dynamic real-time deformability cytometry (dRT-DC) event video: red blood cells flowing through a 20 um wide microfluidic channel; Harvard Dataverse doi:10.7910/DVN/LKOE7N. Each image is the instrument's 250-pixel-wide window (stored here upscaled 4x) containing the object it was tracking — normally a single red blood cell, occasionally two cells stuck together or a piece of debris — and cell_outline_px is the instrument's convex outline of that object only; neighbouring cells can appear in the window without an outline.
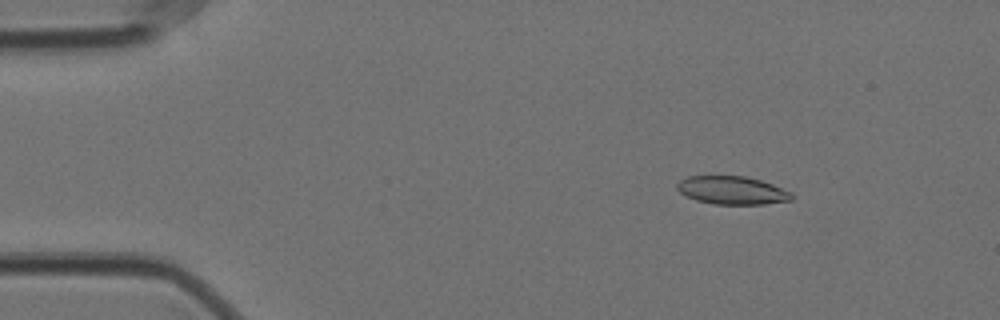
{"species": "Egyptian fruit bat (a non-hibernating species)", "species_latin": "Rousettus aegyptiacus", "temperature_condition": "cold", "stored_images_in_passage": 58, "camera_frame_rate_fps": 3000, "um_per_image_px": 0.085, "animal": {"sex": "female"}, "frame": {"image": 1, "passage_image": 8, "time_ms": 2.333, "image_size_px": [1000, 320], "cell_outline_px": [[792, 200], [764, 204], [712, 204], [696, 200], [680, 192], [676, 188], [676, 184], [680, 180], [688, 176], [744, 176], [760, 180], [772, 184], [792, 192]], "centroid_in_image_um": [62.22, 16.18], "position_along_channel_um": 22.8, "area_um2": 18.73}}
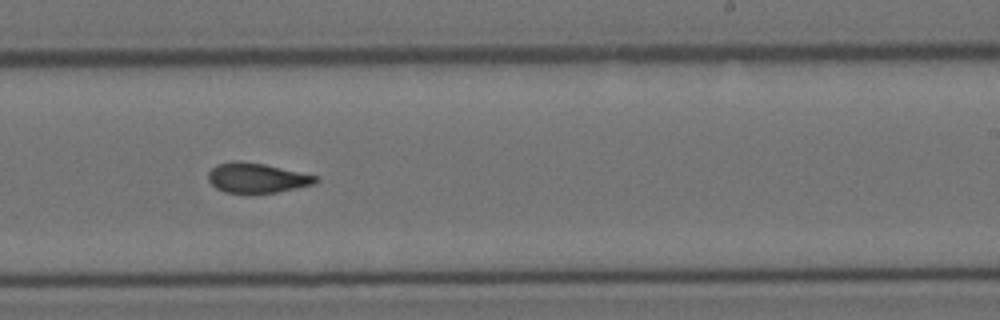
{"frame": {"image": 2, "passage_image": 35, "time_ms": 11.333, "image_size_px": [1000, 320], "cell_outline_px": [[320, 180], [312, 184], [296, 188], [276, 192], [224, 192], [216, 188], [208, 180], [208, 172], [216, 164], [236, 160], [240, 160], [264, 164], [320, 176]], "centroid_in_image_um": [21.83, 15.1], "position_along_channel_um": 267.2, "area_um2": 18.61}}
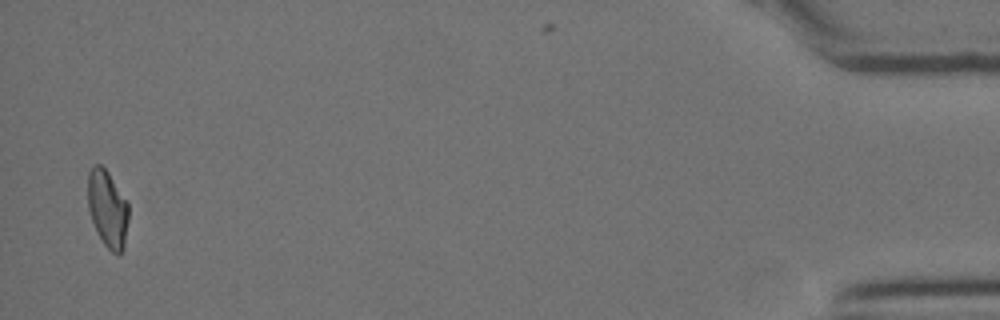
{"frame": {"image": 3, "passage_image": 56, "time_ms": 18.333, "image_size_px": [1000, 320], "cell_outline_px": [[128, 220], [124, 248], [120, 252], [112, 252], [104, 244], [92, 220], [88, 208], [88, 172], [92, 164], [100, 164], [108, 172], [128, 200]], "centroid_in_image_um": [9.15, 17.69], "position_along_channel_um": 426.1, "area_um2": 18.26}, "authors_computed_cell_mechanics": {"area_um2": 19.0451, "velocity_mm_per_s": 3.535, "shape_relaxation_time_tau1_ms": null, "shape_relaxation_time_tau2_ms": 2.5512, "deformation_change_tau1": null, "deformation_change_tau2": 0.094}}